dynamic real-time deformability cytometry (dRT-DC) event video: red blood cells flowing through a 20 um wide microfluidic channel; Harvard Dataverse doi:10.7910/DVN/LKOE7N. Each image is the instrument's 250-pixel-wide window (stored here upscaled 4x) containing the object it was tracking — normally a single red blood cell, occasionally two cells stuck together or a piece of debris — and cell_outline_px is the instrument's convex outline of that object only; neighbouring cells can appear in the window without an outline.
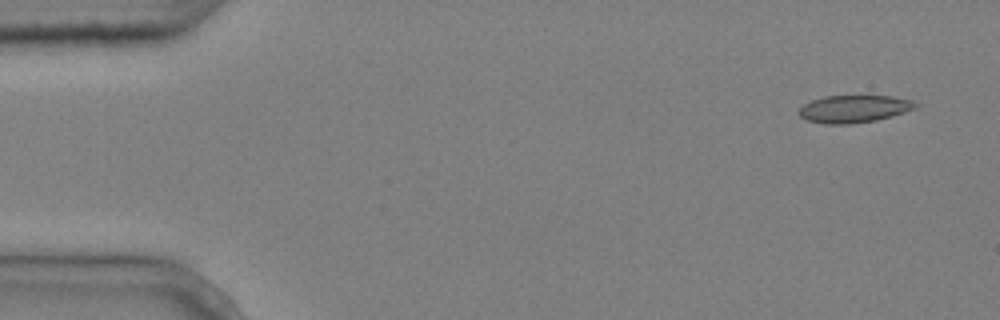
{"species": "common noctule bat (a hibernating species)", "species_latin": "Nyctalus noctula", "temperature_condition": "cold", "stored_images_in_passage": 5, "camera_frame_rate_fps": 3000, "um_per_image_px": 0.085, "animal": {"sex": "male", "body_mass_g": 20.4}, "frame": {"image": 1, "passage_image": 1, "time_ms": 0.0, "image_size_px": [1000, 320], "cell_outline_px": [[916, 108], [892, 116], [876, 120], [852, 124], [824, 124], [808, 120], [800, 116], [796, 112], [804, 104], [812, 100], [824, 96], [892, 96], [912, 100], [916, 104]], "centroid_in_image_um": [72.56, 9.26], "position_along_channel_um": 12.4, "area_um2": 18.61}}
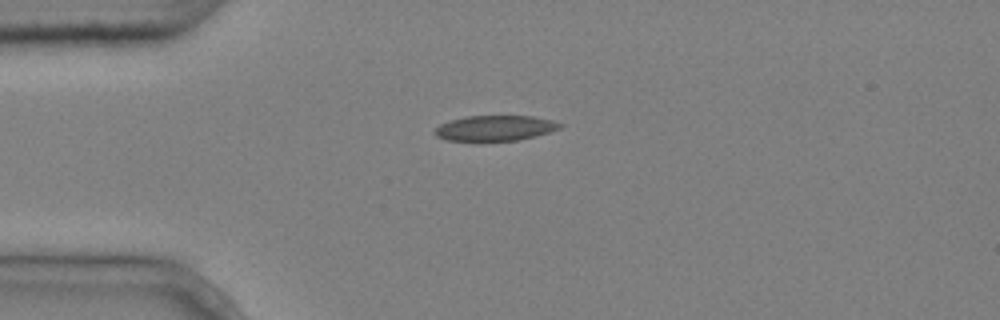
{"frame": {"image": 2, "passage_image": 4, "time_ms": 1.0, "image_size_px": [1000, 320], "cell_outline_px": [[564, 124], [560, 128], [536, 136], [516, 140], [476, 144], [444, 140], [436, 136], [432, 132], [440, 124], [452, 120], [468, 116], [532, 116], [552, 120]], "centroid_in_image_um": [42.0, 10.94], "position_along_channel_um": 43.0, "area_um2": 19.31}}